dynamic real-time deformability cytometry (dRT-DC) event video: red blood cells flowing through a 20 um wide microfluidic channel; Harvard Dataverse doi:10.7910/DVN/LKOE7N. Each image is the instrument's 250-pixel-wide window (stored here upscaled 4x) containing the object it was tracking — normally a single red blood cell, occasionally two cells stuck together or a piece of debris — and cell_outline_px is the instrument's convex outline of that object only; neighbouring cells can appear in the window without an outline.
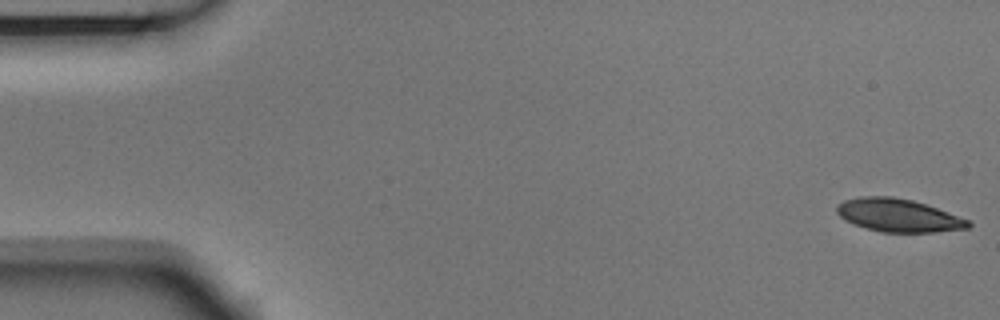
{"species": "Egyptian fruit bat (a non-hibernating species)", "species_latin": "Rousettus aegyptiacus", "temperature_condition": "room temperature", "stored_images_in_passage": 54, "camera_frame_rate_fps": 3000, "um_per_image_px": 0.085, "animal": {"sex": "male"}, "frame": {"image": 1, "passage_image": 1, "time_ms": 0.0, "image_size_px": [1000, 320], "cell_outline_px": [[972, 224], [968, 228], [932, 232], [880, 232], [864, 228], [852, 224], [844, 220], [836, 212], [836, 204], [844, 200], [860, 196], [892, 196], [912, 200], [972, 220]], "centroid_in_image_um": [76.33, 18.3], "position_along_channel_um": 8.7, "area_um2": 25.49}}
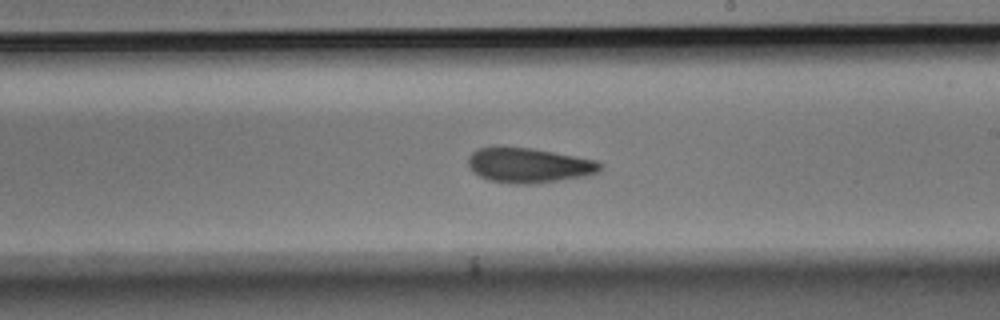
{"frame": {"image": 2, "passage_image": 31, "time_ms": 10.0, "image_size_px": [1000, 320], "cell_outline_px": [[604, 168], [600, 172], [588, 176], [536, 184], [516, 184], [488, 180], [472, 172], [468, 164], [468, 156], [476, 148], [496, 144], [504, 144], [532, 148], [596, 160], [604, 164]], "centroid_in_image_um": [44.93, 14.02], "position_along_channel_um": 244.1, "area_um2": 27.92}}
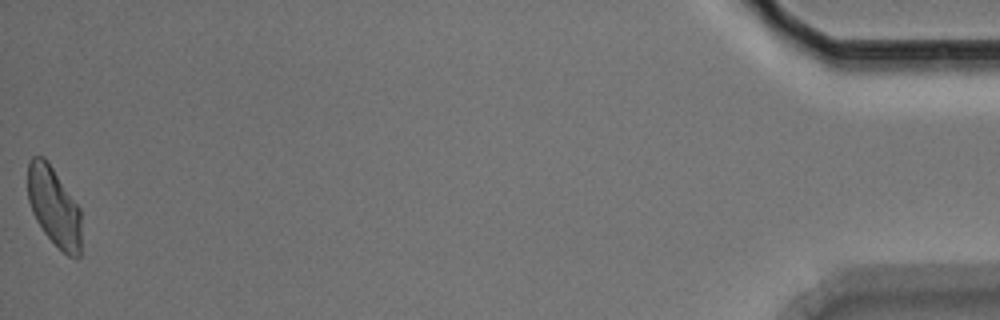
{"frame": {"image": 3, "passage_image": 54, "time_ms": 17.667, "image_size_px": [1000, 320], "cell_outline_px": [[80, 256], [68, 256], [44, 232], [36, 220], [32, 212], [28, 200], [28, 160], [32, 156], [44, 156], [48, 160], [80, 208]], "centroid_in_image_um": [4.57, 17.5], "position_along_channel_um": 430.6, "area_um2": 24.57}, "authors_computed_cell_mechanics": {"area_um2": 26.4724, "velocity_mm_per_s": 3.7, "shape_relaxation_time_tau1_ms": 5.0221, "shape_relaxation_time_tau2_ms": 3.0586, "deformation_change_tau1": 0.1083, "deformation_change_tau2": 0.0812}}